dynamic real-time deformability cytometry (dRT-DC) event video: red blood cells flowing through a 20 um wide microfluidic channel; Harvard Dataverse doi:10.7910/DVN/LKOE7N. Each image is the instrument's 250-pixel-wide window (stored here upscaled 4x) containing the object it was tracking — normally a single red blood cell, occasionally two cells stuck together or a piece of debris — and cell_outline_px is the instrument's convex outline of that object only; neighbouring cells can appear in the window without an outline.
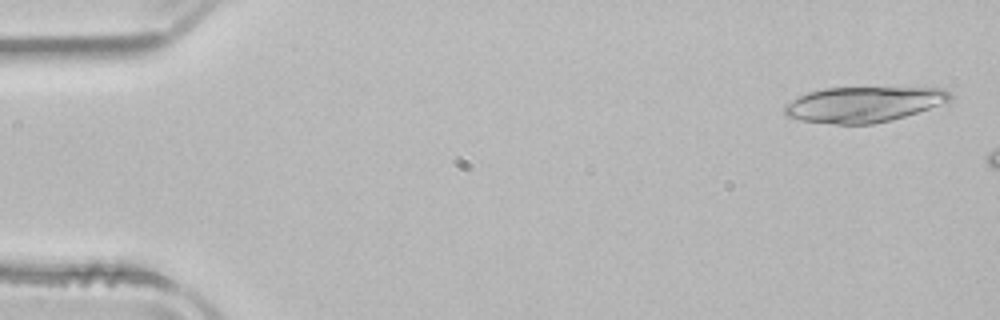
{"species": "common noctule bat (a hibernating species)", "species_latin": "Nyctalus noctula", "temperature_condition": "room temperature", "stored_images_in_passage": 8, "camera_frame_rate_fps": 3000, "um_per_image_px": 0.085, "animal": {"sex": "male", "body_mass_g": 21.5, "forearm_length_mm": 52.0}, "frame": {"image": 1, "passage_image": 2, "time_ms": 0.333, "image_size_px": [1000, 320], "cell_outline_px": [[952, 100], [948, 104], [892, 120], [872, 124], [836, 124], [800, 120], [788, 116], [784, 112], [784, 104], [808, 92], [824, 88], [944, 88], [952, 92]], "centroid_in_image_um": [73.49, 8.87], "position_along_channel_um": 11.5, "area_um2": 34.51}}